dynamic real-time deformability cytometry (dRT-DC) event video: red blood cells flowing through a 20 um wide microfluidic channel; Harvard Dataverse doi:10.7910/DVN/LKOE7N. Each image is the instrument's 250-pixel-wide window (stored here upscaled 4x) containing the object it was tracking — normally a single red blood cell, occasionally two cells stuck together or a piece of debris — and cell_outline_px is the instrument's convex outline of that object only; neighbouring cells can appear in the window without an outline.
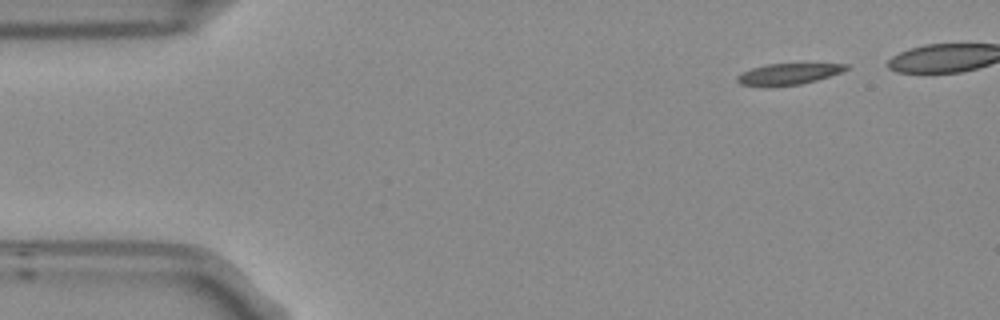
{"species": "Egyptian fruit bat (a non-hibernating species)", "species_latin": "Rousettus aegyptiacus", "temperature_condition": "room temperature", "stored_images_in_passage": 8, "camera_frame_rate_fps": 3000, "um_per_image_px": 0.085, "frame": {"image": 1, "passage_image": 1, "time_ms": 0.0, "image_size_px": [1000, 320], "cell_outline_px": [[848, 68], [840, 72], [816, 80], [800, 84], [740, 84], [736, 80], [736, 76], [740, 72], [764, 64], [848, 64]], "centroid_in_image_um": [66.99, 6.25], "position_along_channel_um": 18.0, "area_um2": 12.72}}
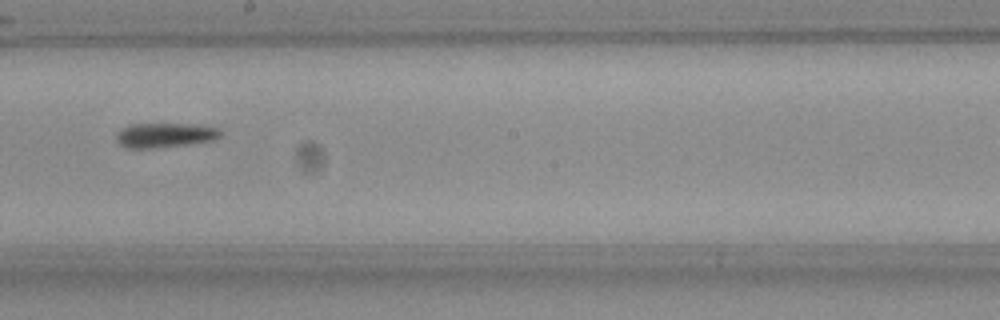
{"frame": {"image": 2, "passage_image": 8, "time_ms": 2.333, "image_size_px": [1000, 320], "cell_outline_px": [[220, 136], [212, 140], [156, 148], [124, 148], [116, 140], [116, 136], [120, 128], [132, 124], [196, 124], [220, 128]], "centroid_in_image_um": [13.97, 11.48], "position_along_channel_um": 234.2, "area_um2": 14.85}}